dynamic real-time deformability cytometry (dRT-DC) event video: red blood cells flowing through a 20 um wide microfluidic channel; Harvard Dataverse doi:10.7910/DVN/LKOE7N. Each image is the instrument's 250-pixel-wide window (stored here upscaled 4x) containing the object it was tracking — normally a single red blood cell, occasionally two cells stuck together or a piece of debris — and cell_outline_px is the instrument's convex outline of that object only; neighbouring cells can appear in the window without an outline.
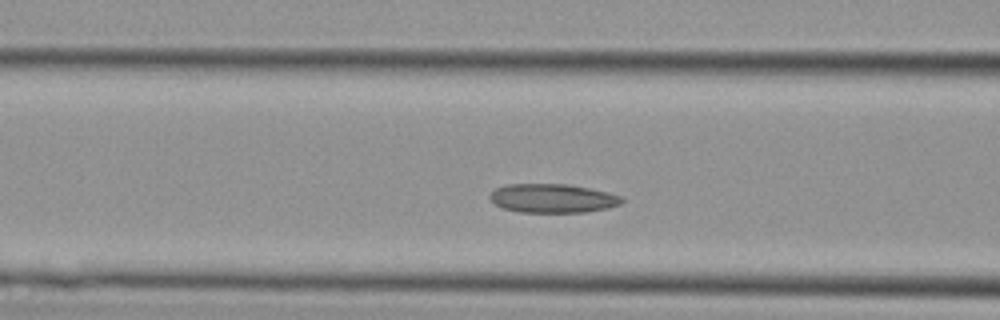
{"species": "Egyptian fruit bat (a non-hibernating species)", "species_latin": "Rousettus aegyptiacus", "temperature_condition": "cold", "stored_images_in_passage": 35, "camera_frame_rate_fps": 3000, "um_per_image_px": 0.085, "animal": {"sex": "female"}, "frame": {"image": 1, "passage_image": 11, "time_ms": 3.333, "image_size_px": [1000, 320], "cell_outline_px": [[624, 200], [620, 204], [608, 208], [588, 212], [520, 212], [504, 208], [496, 204], [488, 196], [496, 188], [508, 184], [568, 184], [608, 192], [620, 196]], "centroid_in_image_um": [46.99, 16.85], "position_along_channel_um": 119.6, "area_um2": 22.08}}
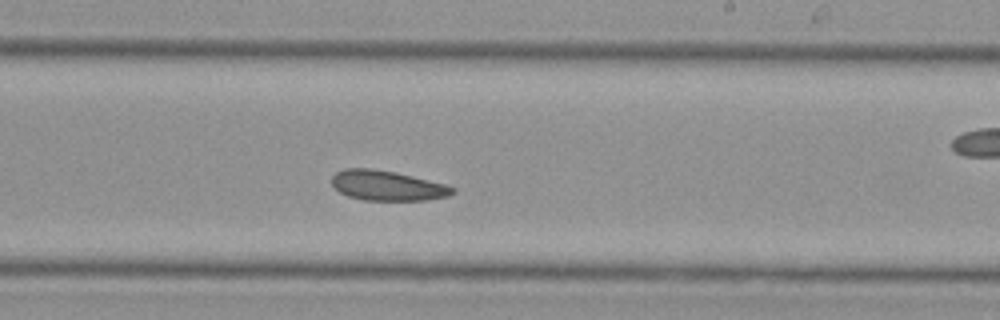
{"frame": {"image": 2, "passage_image": 19, "time_ms": 6.0, "image_size_px": [1000, 320], "cell_outline_px": [[456, 192], [448, 196], [428, 200], [364, 200], [348, 196], [340, 192], [332, 184], [332, 176], [336, 172], [344, 168], [372, 168], [396, 172], [444, 184], [456, 188]], "centroid_in_image_um": [32.92, 15.77], "position_along_channel_um": 256.1, "area_um2": 21.1}}
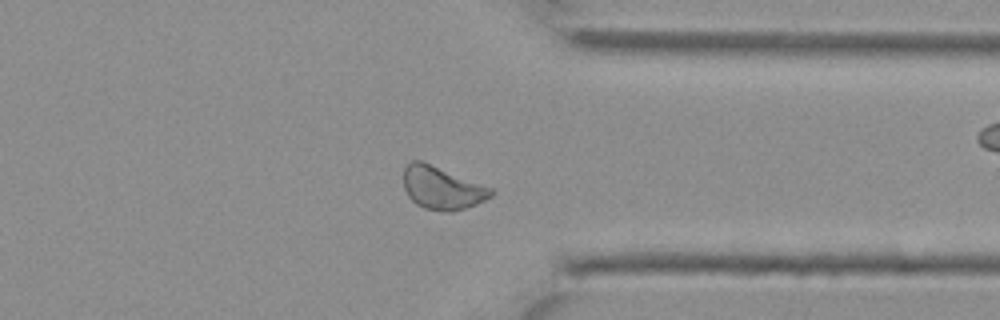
{"frame": {"image": 3, "passage_image": 26, "time_ms": 8.333, "image_size_px": [1000, 320], "cell_outline_px": [[496, 192], [492, 196], [476, 204], [452, 212], [448, 212], [424, 208], [416, 204], [408, 196], [404, 188], [404, 168], [412, 160], [420, 160], [492, 188]], "centroid_in_image_um": [37.57, 15.98], "position_along_channel_um": 373.8, "area_um2": 21.62}}